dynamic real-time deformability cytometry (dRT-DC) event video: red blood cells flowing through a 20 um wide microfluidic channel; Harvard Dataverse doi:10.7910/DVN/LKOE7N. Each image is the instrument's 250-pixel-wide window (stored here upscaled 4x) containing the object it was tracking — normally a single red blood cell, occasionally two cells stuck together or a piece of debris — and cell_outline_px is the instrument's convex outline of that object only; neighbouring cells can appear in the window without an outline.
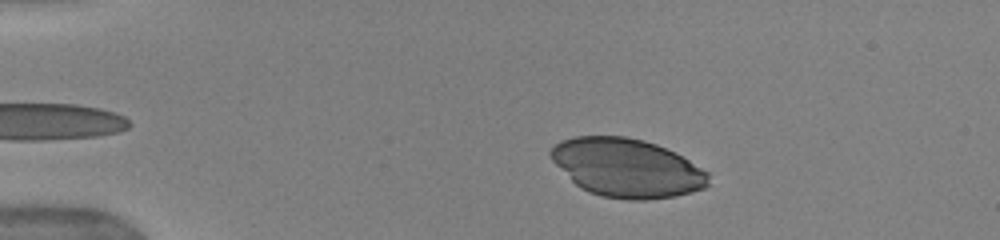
{"species": "human", "species_latin": "Homo sapiens", "temperature_condition": "warm", "stored_images_in_passage": 43, "camera_frame_rate_fps": 3000, "um_per_image_px": 0.085, "donor": {"sex": "female"}, "frame": {"image": 1, "passage_image": 7, "time_ms": 2.0, "image_size_px": [1000, 240], "cell_outline_px": [[708, 184], [704, 188], [692, 192], [676, 196], [644, 200], [628, 200], [604, 196], [588, 192], [580, 188], [552, 160], [548, 152], [560, 140], [576, 136], [624, 136], [644, 140], [656, 144], [676, 152], [708, 172]], "centroid_in_image_um": [53.29, 14.26], "position_along_channel_um": 31.7, "area_um2": 53.75}}